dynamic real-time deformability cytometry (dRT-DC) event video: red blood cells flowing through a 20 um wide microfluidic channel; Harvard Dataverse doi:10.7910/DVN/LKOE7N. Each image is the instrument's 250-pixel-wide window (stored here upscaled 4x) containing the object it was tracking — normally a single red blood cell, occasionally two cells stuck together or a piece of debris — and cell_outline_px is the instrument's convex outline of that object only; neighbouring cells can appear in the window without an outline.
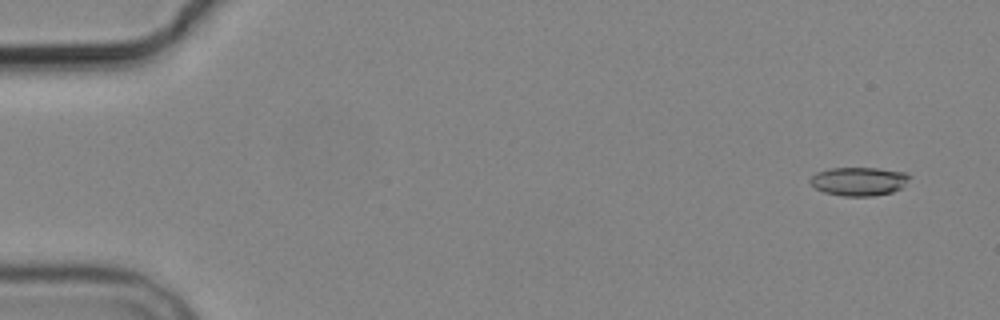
{"species": "common noctule bat (a hibernating species)", "species_latin": "Nyctalus noctula", "temperature_condition": "cold", "stored_images_in_passage": 5, "camera_frame_rate_fps": 3000, "um_per_image_px": 0.085, "animal": {"sex": "male", "body_mass_g": 19.2, "forearm_length_mm": 51.8}, "frame": {"image": 1, "passage_image": 1, "time_ms": 0.0, "image_size_px": [1000, 320], "cell_outline_px": [[912, 176], [900, 188], [892, 192], [872, 196], [844, 196], [824, 192], [816, 188], [808, 180], [816, 172], [828, 168], [880, 168], [908, 172]], "centroid_in_image_um": [73.02, 15.4], "position_along_channel_um": 12.0, "area_um2": 16.65}}
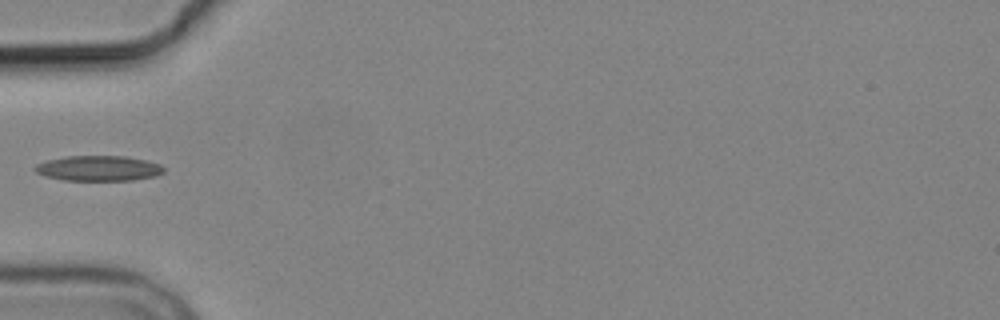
{"frame": {"image": 2, "passage_image": 5, "time_ms": 5.333, "image_size_px": [1000, 320], "cell_outline_px": [[164, 172], [156, 176], [132, 180], [64, 180], [44, 176], [36, 172], [32, 168], [36, 164], [44, 160], [64, 156], [124, 156], [144, 160], [160, 164], [164, 168]], "centroid_in_image_um": [8.32, 14.3], "position_along_channel_um": 76.7, "area_um2": 19.07}}